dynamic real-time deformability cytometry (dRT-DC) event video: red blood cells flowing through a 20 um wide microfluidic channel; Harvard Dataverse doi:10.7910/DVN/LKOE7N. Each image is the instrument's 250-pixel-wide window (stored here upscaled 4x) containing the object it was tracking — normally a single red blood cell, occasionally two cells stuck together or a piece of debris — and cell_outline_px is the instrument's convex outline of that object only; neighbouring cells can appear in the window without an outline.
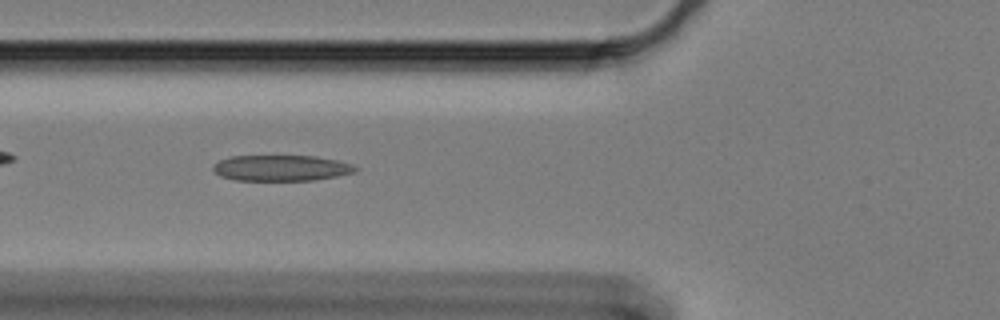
{"species": "Egyptian fruit bat (a non-hibernating species)", "species_latin": "Rousettus aegyptiacus", "temperature_condition": "cold", "stored_images_in_passage": 50, "camera_frame_rate_fps": 3000, "um_per_image_px": 0.085, "animal": {"sex": "female"}, "frame": {"image": 1, "passage_image": 12, "time_ms": 3.667, "image_size_px": [1000, 320], "cell_outline_px": [[356, 168], [352, 172], [336, 176], [312, 180], [236, 180], [220, 176], [212, 168], [212, 164], [228, 156], [316, 156], [336, 160], [352, 164]], "centroid_in_image_um": [23.83, 14.27], "position_along_channel_um": 102.0, "area_um2": 21.21}}
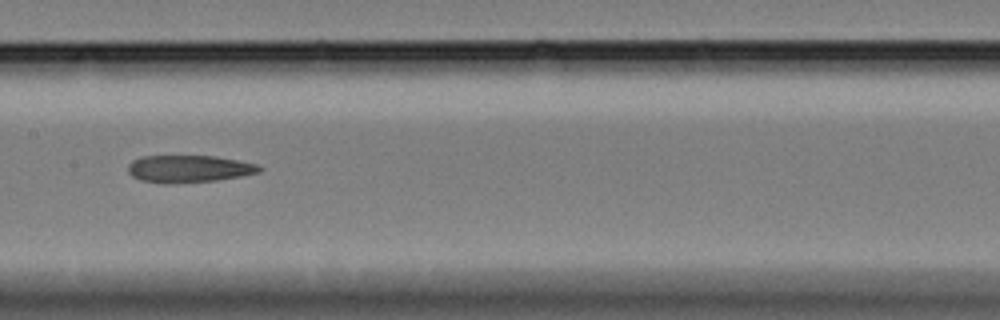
{"frame": {"image": 2, "passage_image": 20, "time_ms": 6.333, "image_size_px": [1000, 320], "cell_outline_px": [[264, 168], [260, 172], [240, 176], [216, 180], [168, 184], [164, 184], [140, 180], [132, 176], [128, 172], [128, 164], [132, 160], [144, 156], [212, 156], [236, 160], [256, 164]], "centroid_in_image_um": [16.02, 14.35], "position_along_channel_um": 191.4, "area_um2": 20.81}}
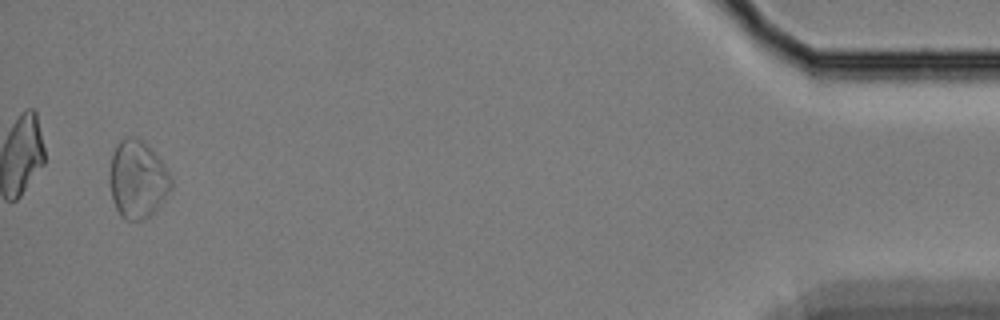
{"frame": {"image": 3, "passage_image": 48, "time_ms": 15.667, "image_size_px": [1000, 320], "cell_outline_px": [[172, 188], [156, 208], [144, 220], [124, 220], [120, 216], [112, 200], [108, 180], [108, 176], [112, 156], [116, 144], [120, 140], [128, 136], [136, 136], [148, 144], [172, 176]], "centroid_in_image_um": [11.66, 15.23], "position_along_channel_um": 423.5, "area_um2": 28.09}, "authors_computed_cell_mechanics": {"area_um2": 22.2241, "velocity_mm_per_s": 3.3246, "shape_relaxation_time_tau1_ms": null, "shape_relaxation_time_tau2_ms": 8.0706, "deformation_change_tau1": null, "deformation_change_tau2": 0.1938}}